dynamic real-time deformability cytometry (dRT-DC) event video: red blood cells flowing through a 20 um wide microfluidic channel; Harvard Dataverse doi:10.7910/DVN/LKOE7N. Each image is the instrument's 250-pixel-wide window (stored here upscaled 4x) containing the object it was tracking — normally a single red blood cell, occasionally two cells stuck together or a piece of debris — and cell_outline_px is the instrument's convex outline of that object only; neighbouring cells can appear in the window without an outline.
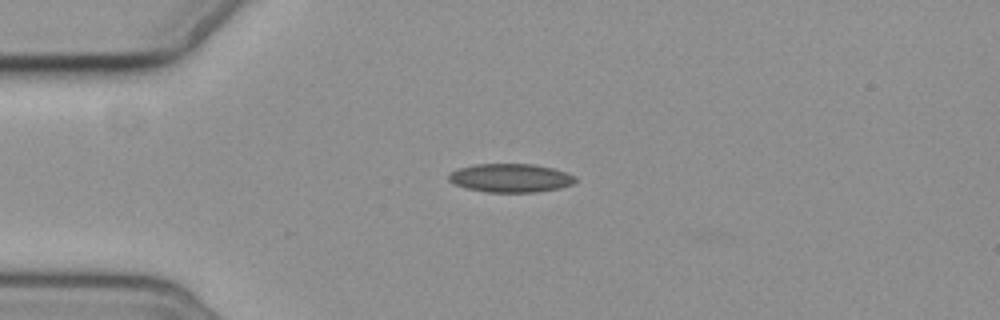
{"species": "common noctule bat (a hibernating species)", "species_latin": "Nyctalus noctula", "temperature_condition": "cold", "stored_images_in_passage": 12, "camera_frame_rate_fps": 3000, "um_per_image_px": 0.085, "animal": {"sex": "female", "body_mass_g": 19.3, "forearm_length_mm": 54.1}, "frame": {"image": 1, "passage_image": 1, "time_ms": 0.0, "image_size_px": [1000, 320], "cell_outline_px": [[576, 180], [572, 184], [560, 188], [536, 192], [488, 192], [464, 188], [452, 184], [448, 180], [448, 172], [456, 168], [476, 164], [536, 164], [552, 168], [576, 176]], "centroid_in_image_um": [43.33, 15.12], "position_along_channel_um": 41.7, "area_um2": 21.33}}
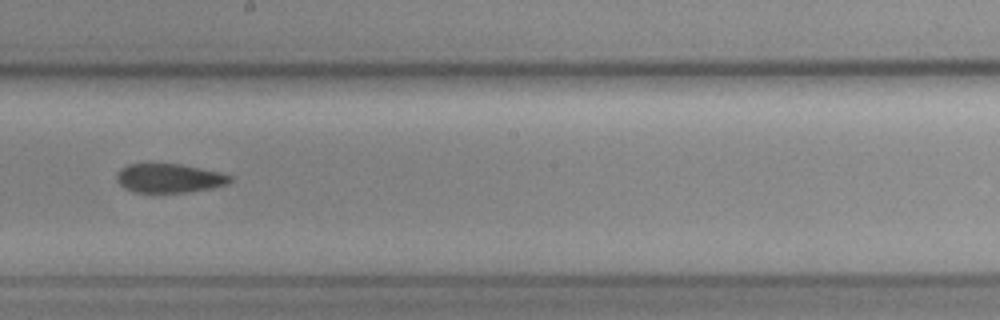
{"frame": {"image": 2, "passage_image": 6, "time_ms": 6.0, "image_size_px": [1000, 320], "cell_outline_px": [[232, 180], [228, 184], [188, 192], [132, 192], [124, 188], [116, 180], [116, 172], [120, 168], [128, 164], [180, 164], [220, 172], [232, 176]], "centroid_in_image_um": [14.35, 15.14], "position_along_channel_um": 233.9, "area_um2": 19.13}}
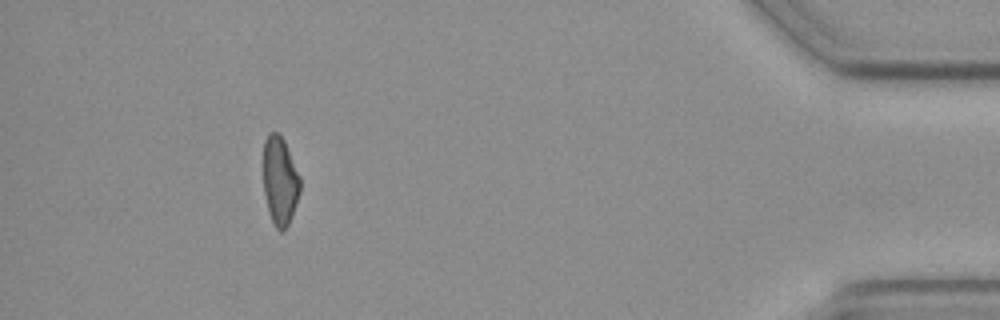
{"frame": {"image": 3, "passage_image": 11, "time_ms": 12.667, "image_size_px": [1000, 320], "cell_outline_px": [[300, 192], [288, 224], [280, 232], [276, 228], [268, 212], [264, 192], [264, 140], [272, 132], [276, 132], [284, 140], [300, 176]], "centroid_in_image_um": [23.79, 15.37], "position_along_channel_um": 411.4, "area_um2": 18.61}}